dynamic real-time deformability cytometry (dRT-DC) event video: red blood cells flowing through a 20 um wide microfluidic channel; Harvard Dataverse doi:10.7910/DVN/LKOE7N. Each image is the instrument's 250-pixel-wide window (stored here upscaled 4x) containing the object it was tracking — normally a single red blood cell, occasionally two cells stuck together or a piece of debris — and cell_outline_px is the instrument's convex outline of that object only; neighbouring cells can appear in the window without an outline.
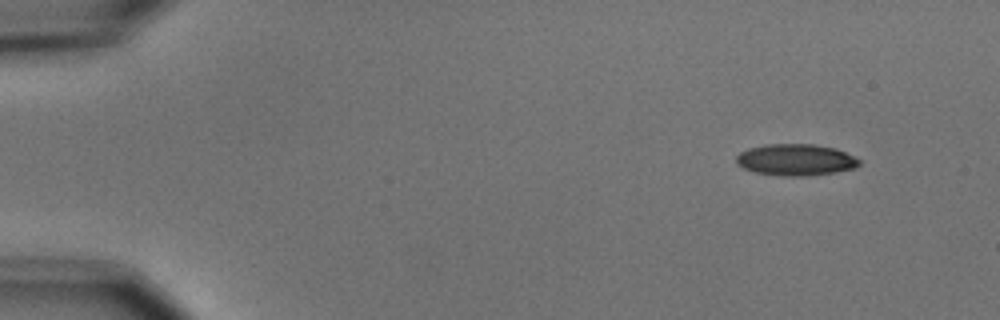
{"species": "common noctule bat (a hibernating species)", "species_latin": "Nyctalus noctula", "temperature_condition": "cold", "stored_images_in_passage": 4, "camera_frame_rate_fps": 3000, "um_per_image_px": 0.085, "animal": {"sex": "male", "body_mass_g": 15.6}, "frame": {"image": 1, "passage_image": 1, "time_ms": 0.0, "image_size_px": [1000, 320], "cell_outline_px": [[860, 164], [856, 168], [836, 172], [804, 176], [784, 176], [756, 172], [744, 168], [736, 164], [736, 156], [740, 152], [748, 148], [768, 144], [812, 144], [836, 148], [860, 160]], "centroid_in_image_um": [67.63, 13.58], "position_along_channel_um": 17.4, "area_um2": 22.54}}
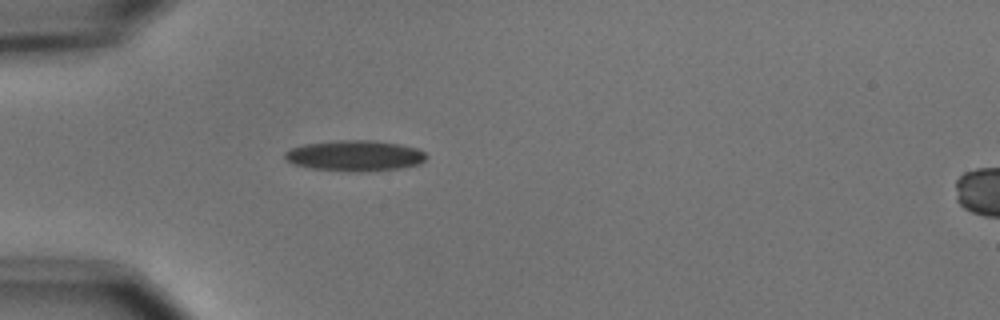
{"frame": {"image": 2, "passage_image": 4, "time_ms": 3.667, "image_size_px": [1000, 320], "cell_outline_px": [[428, 156], [420, 164], [400, 168], [368, 172], [312, 168], [292, 164], [284, 156], [284, 152], [292, 148], [304, 144], [336, 140], [376, 140], [400, 144], [416, 148], [424, 152]], "centroid_in_image_um": [30.19, 13.22], "position_along_channel_um": 54.8, "area_um2": 25.32}}